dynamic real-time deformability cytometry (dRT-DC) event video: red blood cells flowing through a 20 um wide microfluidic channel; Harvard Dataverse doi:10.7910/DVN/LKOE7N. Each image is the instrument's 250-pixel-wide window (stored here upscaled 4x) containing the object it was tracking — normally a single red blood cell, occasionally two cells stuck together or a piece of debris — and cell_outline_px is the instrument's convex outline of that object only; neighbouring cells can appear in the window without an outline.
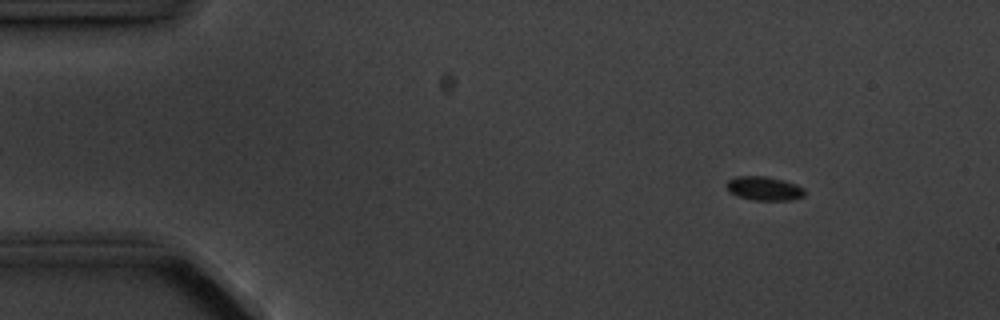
{"species": "common noctule bat (a hibernating species)", "species_latin": "Nyctalus noctula", "temperature_condition": "cold", "stored_images_in_passage": 5, "segment_of_instrument_passage": [1, 2], "camera_frame_rate_fps": 3000, "um_per_image_px": 0.085, "animal": {"sex": "male", "body_mass_g": 20.1, "forearm_length_mm": 53.5}, "frame": {"image": 1, "passage_image": 2, "time_ms": 1.333, "image_size_px": [1000, 320], "cell_outline_px": [[804, 196], [792, 200], [752, 200], [736, 196], [728, 192], [724, 184], [728, 180], [736, 176], [764, 176], [784, 180], [796, 184], [804, 188]], "centroid_in_image_um": [64.9, 16.02], "position_along_channel_um": 20.1, "area_um2": 11.1}}